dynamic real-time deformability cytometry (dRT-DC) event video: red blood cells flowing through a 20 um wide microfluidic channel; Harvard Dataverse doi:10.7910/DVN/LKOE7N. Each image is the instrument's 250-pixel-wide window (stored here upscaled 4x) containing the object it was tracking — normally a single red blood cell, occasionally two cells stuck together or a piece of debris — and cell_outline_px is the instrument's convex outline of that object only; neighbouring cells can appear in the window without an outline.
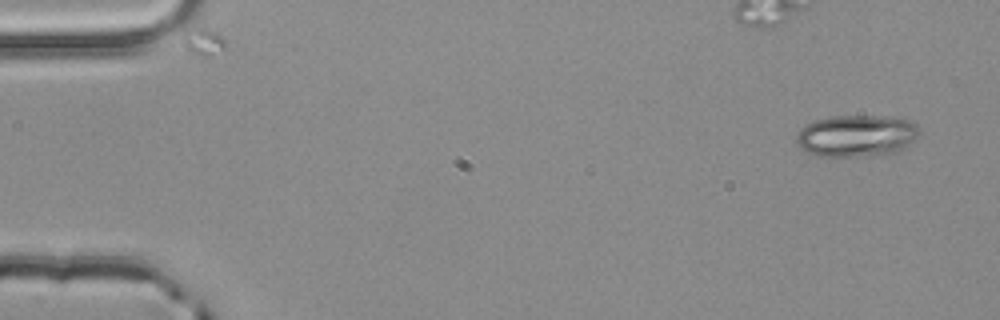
{"species": "common noctule bat (a hibernating species)", "species_latin": "Nyctalus noctula", "temperature_condition": "room temperature", "stored_images_in_passage": 5, "segment_of_instrument_passage": [1, 2], "camera_frame_rate_fps": 3000, "um_per_image_px": 0.085, "animal": {"sex": "male", "body_mass_g": 20.4}, "frame": {"image": 1, "passage_image": 1, "time_ms": 0.0, "image_size_px": [1000, 320], "cell_outline_px": [[920, 132], [908, 148], [896, 152], [868, 156], [816, 156], [800, 148], [796, 144], [796, 136], [800, 128], [816, 120], [832, 116], [884, 116], [908, 120], [916, 124]], "centroid_in_image_um": [72.81, 11.55], "position_along_channel_um": 12.2, "area_um2": 30.11}}